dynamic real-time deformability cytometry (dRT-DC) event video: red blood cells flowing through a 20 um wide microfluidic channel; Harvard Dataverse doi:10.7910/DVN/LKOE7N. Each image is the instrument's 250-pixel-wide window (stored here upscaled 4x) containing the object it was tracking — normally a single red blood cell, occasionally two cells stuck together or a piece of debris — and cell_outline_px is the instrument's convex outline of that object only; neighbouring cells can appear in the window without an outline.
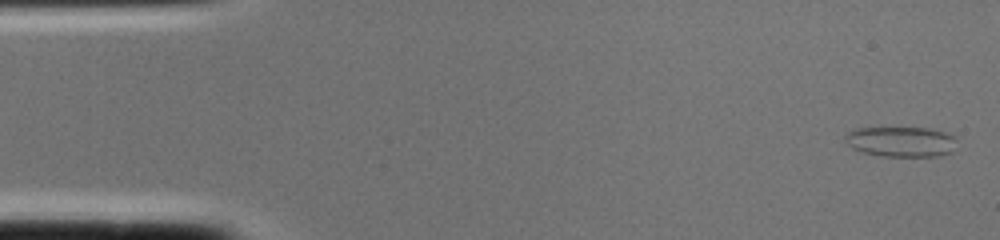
{"species": "common noctule bat (a hibernating species)", "species_latin": "Nyctalus noctula", "temperature_condition": "cold", "stored_images_in_passage": 2, "camera_frame_rate_fps": 3000, "um_per_image_px": 0.085, "animal": {"sex": "female", "body_mass_g": 22.0, "forearm_length_mm": 56.7}, "frame": {"image": 1, "passage_image": 1, "time_ms": 0.0, "image_size_px": [1000, 240], "cell_outline_px": [[956, 140], [952, 152], [936, 156], [880, 156], [864, 152], [852, 148], [844, 140], [844, 136], [848, 132], [856, 128], [928, 128], [944, 132], [956, 136]], "centroid_in_image_um": [76.58, 12.04], "position_along_channel_um": 8.4, "area_um2": 19.65}}
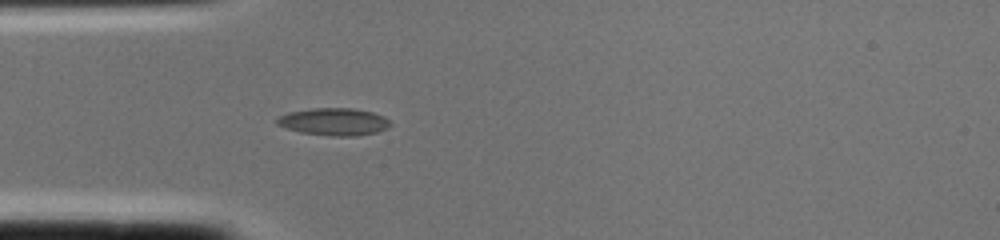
{"frame": {"image": 2, "passage_image": 2, "time_ms": 0.333, "image_size_px": [1000, 240], "cell_outline_px": [[392, 124], [388, 128], [376, 132], [356, 136], [328, 136], [300, 132], [276, 124], [276, 120], [280, 116], [288, 112], [312, 108], [352, 108], [372, 112], [384, 116]], "centroid_in_image_um": [28.4, 10.35], "position_along_channel_um": 56.6, "area_um2": 18.09}}